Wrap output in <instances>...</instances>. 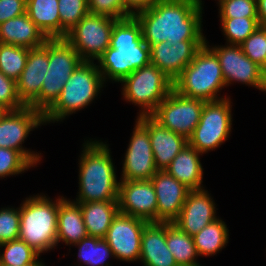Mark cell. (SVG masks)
Here are the masks:
<instances>
[{
	"mask_svg": "<svg viewBox=\"0 0 266 266\" xmlns=\"http://www.w3.org/2000/svg\"><path fill=\"white\" fill-rule=\"evenodd\" d=\"M25 199L20 204L18 238L41 255L57 246L59 197L53 201L40 193Z\"/></svg>",
	"mask_w": 266,
	"mask_h": 266,
	"instance_id": "obj_4",
	"label": "cell"
},
{
	"mask_svg": "<svg viewBox=\"0 0 266 266\" xmlns=\"http://www.w3.org/2000/svg\"><path fill=\"white\" fill-rule=\"evenodd\" d=\"M118 207L120 213L157 222V197L151 180H120Z\"/></svg>",
	"mask_w": 266,
	"mask_h": 266,
	"instance_id": "obj_16",
	"label": "cell"
},
{
	"mask_svg": "<svg viewBox=\"0 0 266 266\" xmlns=\"http://www.w3.org/2000/svg\"><path fill=\"white\" fill-rule=\"evenodd\" d=\"M202 0H159L134 16L149 47L169 41H206L202 25Z\"/></svg>",
	"mask_w": 266,
	"mask_h": 266,
	"instance_id": "obj_1",
	"label": "cell"
},
{
	"mask_svg": "<svg viewBox=\"0 0 266 266\" xmlns=\"http://www.w3.org/2000/svg\"><path fill=\"white\" fill-rule=\"evenodd\" d=\"M87 236L80 205L59 196L57 246L60 242L73 246Z\"/></svg>",
	"mask_w": 266,
	"mask_h": 266,
	"instance_id": "obj_25",
	"label": "cell"
},
{
	"mask_svg": "<svg viewBox=\"0 0 266 266\" xmlns=\"http://www.w3.org/2000/svg\"><path fill=\"white\" fill-rule=\"evenodd\" d=\"M44 124L43 113L25 106L19 110H9L0 119V147L21 152L34 166L41 162V153L22 146L30 132Z\"/></svg>",
	"mask_w": 266,
	"mask_h": 266,
	"instance_id": "obj_12",
	"label": "cell"
},
{
	"mask_svg": "<svg viewBox=\"0 0 266 266\" xmlns=\"http://www.w3.org/2000/svg\"><path fill=\"white\" fill-rule=\"evenodd\" d=\"M20 228V207L0 209V244L18 239Z\"/></svg>",
	"mask_w": 266,
	"mask_h": 266,
	"instance_id": "obj_38",
	"label": "cell"
},
{
	"mask_svg": "<svg viewBox=\"0 0 266 266\" xmlns=\"http://www.w3.org/2000/svg\"><path fill=\"white\" fill-rule=\"evenodd\" d=\"M137 119L149 130L155 166L158 171L165 170L178 153L188 144V140L156 122L151 116Z\"/></svg>",
	"mask_w": 266,
	"mask_h": 266,
	"instance_id": "obj_20",
	"label": "cell"
},
{
	"mask_svg": "<svg viewBox=\"0 0 266 266\" xmlns=\"http://www.w3.org/2000/svg\"><path fill=\"white\" fill-rule=\"evenodd\" d=\"M135 122L122 163L120 180H151L158 169L154 162L149 130L138 119Z\"/></svg>",
	"mask_w": 266,
	"mask_h": 266,
	"instance_id": "obj_15",
	"label": "cell"
},
{
	"mask_svg": "<svg viewBox=\"0 0 266 266\" xmlns=\"http://www.w3.org/2000/svg\"><path fill=\"white\" fill-rule=\"evenodd\" d=\"M166 244L178 266H201L196 261L199 255L193 237L169 222H166Z\"/></svg>",
	"mask_w": 266,
	"mask_h": 266,
	"instance_id": "obj_28",
	"label": "cell"
},
{
	"mask_svg": "<svg viewBox=\"0 0 266 266\" xmlns=\"http://www.w3.org/2000/svg\"><path fill=\"white\" fill-rule=\"evenodd\" d=\"M104 82H121L132 72L151 63L150 47L143 40L142 28L135 16L114 23L110 46L97 60Z\"/></svg>",
	"mask_w": 266,
	"mask_h": 266,
	"instance_id": "obj_2",
	"label": "cell"
},
{
	"mask_svg": "<svg viewBox=\"0 0 266 266\" xmlns=\"http://www.w3.org/2000/svg\"><path fill=\"white\" fill-rule=\"evenodd\" d=\"M58 0H26V13L48 39L60 38Z\"/></svg>",
	"mask_w": 266,
	"mask_h": 266,
	"instance_id": "obj_27",
	"label": "cell"
},
{
	"mask_svg": "<svg viewBox=\"0 0 266 266\" xmlns=\"http://www.w3.org/2000/svg\"><path fill=\"white\" fill-rule=\"evenodd\" d=\"M95 62L82 61L70 75L56 101L43 113L44 124L64 120L90 105L104 87Z\"/></svg>",
	"mask_w": 266,
	"mask_h": 266,
	"instance_id": "obj_6",
	"label": "cell"
},
{
	"mask_svg": "<svg viewBox=\"0 0 266 266\" xmlns=\"http://www.w3.org/2000/svg\"><path fill=\"white\" fill-rule=\"evenodd\" d=\"M204 104V100L188 98L172 90L150 116L188 140L199 123Z\"/></svg>",
	"mask_w": 266,
	"mask_h": 266,
	"instance_id": "obj_11",
	"label": "cell"
},
{
	"mask_svg": "<svg viewBox=\"0 0 266 266\" xmlns=\"http://www.w3.org/2000/svg\"><path fill=\"white\" fill-rule=\"evenodd\" d=\"M48 64V40L43 46L29 49L25 68L16 81L18 97L25 106L40 95Z\"/></svg>",
	"mask_w": 266,
	"mask_h": 266,
	"instance_id": "obj_21",
	"label": "cell"
},
{
	"mask_svg": "<svg viewBox=\"0 0 266 266\" xmlns=\"http://www.w3.org/2000/svg\"><path fill=\"white\" fill-rule=\"evenodd\" d=\"M216 206L206 189L190 190L178 217L172 222L184 233L194 236L217 217Z\"/></svg>",
	"mask_w": 266,
	"mask_h": 266,
	"instance_id": "obj_17",
	"label": "cell"
},
{
	"mask_svg": "<svg viewBox=\"0 0 266 266\" xmlns=\"http://www.w3.org/2000/svg\"><path fill=\"white\" fill-rule=\"evenodd\" d=\"M205 41L160 42L150 47L151 64L158 67L174 81L183 69L192 62Z\"/></svg>",
	"mask_w": 266,
	"mask_h": 266,
	"instance_id": "obj_18",
	"label": "cell"
},
{
	"mask_svg": "<svg viewBox=\"0 0 266 266\" xmlns=\"http://www.w3.org/2000/svg\"><path fill=\"white\" fill-rule=\"evenodd\" d=\"M88 236L104 238L118 214V201L78 203Z\"/></svg>",
	"mask_w": 266,
	"mask_h": 266,
	"instance_id": "obj_26",
	"label": "cell"
},
{
	"mask_svg": "<svg viewBox=\"0 0 266 266\" xmlns=\"http://www.w3.org/2000/svg\"><path fill=\"white\" fill-rule=\"evenodd\" d=\"M158 1L159 0H123L124 8L131 16L150 8Z\"/></svg>",
	"mask_w": 266,
	"mask_h": 266,
	"instance_id": "obj_42",
	"label": "cell"
},
{
	"mask_svg": "<svg viewBox=\"0 0 266 266\" xmlns=\"http://www.w3.org/2000/svg\"><path fill=\"white\" fill-rule=\"evenodd\" d=\"M227 44H242L259 26L258 17L220 18Z\"/></svg>",
	"mask_w": 266,
	"mask_h": 266,
	"instance_id": "obj_32",
	"label": "cell"
},
{
	"mask_svg": "<svg viewBox=\"0 0 266 266\" xmlns=\"http://www.w3.org/2000/svg\"><path fill=\"white\" fill-rule=\"evenodd\" d=\"M88 9L92 14L104 15L116 20L131 16L125 10L123 0H88Z\"/></svg>",
	"mask_w": 266,
	"mask_h": 266,
	"instance_id": "obj_39",
	"label": "cell"
},
{
	"mask_svg": "<svg viewBox=\"0 0 266 266\" xmlns=\"http://www.w3.org/2000/svg\"><path fill=\"white\" fill-rule=\"evenodd\" d=\"M151 182L157 197V222L172 223L181 212L190 189L165 170L157 171Z\"/></svg>",
	"mask_w": 266,
	"mask_h": 266,
	"instance_id": "obj_19",
	"label": "cell"
},
{
	"mask_svg": "<svg viewBox=\"0 0 266 266\" xmlns=\"http://www.w3.org/2000/svg\"><path fill=\"white\" fill-rule=\"evenodd\" d=\"M257 15L260 26H266V0H257Z\"/></svg>",
	"mask_w": 266,
	"mask_h": 266,
	"instance_id": "obj_43",
	"label": "cell"
},
{
	"mask_svg": "<svg viewBox=\"0 0 266 266\" xmlns=\"http://www.w3.org/2000/svg\"><path fill=\"white\" fill-rule=\"evenodd\" d=\"M148 221L118 212L103 238L113 251L115 259L140 261L141 237Z\"/></svg>",
	"mask_w": 266,
	"mask_h": 266,
	"instance_id": "obj_14",
	"label": "cell"
},
{
	"mask_svg": "<svg viewBox=\"0 0 266 266\" xmlns=\"http://www.w3.org/2000/svg\"><path fill=\"white\" fill-rule=\"evenodd\" d=\"M60 38H65L77 23L89 13L88 0H58Z\"/></svg>",
	"mask_w": 266,
	"mask_h": 266,
	"instance_id": "obj_34",
	"label": "cell"
},
{
	"mask_svg": "<svg viewBox=\"0 0 266 266\" xmlns=\"http://www.w3.org/2000/svg\"><path fill=\"white\" fill-rule=\"evenodd\" d=\"M230 97L205 102L198 125L188 139V144L199 153L213 151L228 140L232 128Z\"/></svg>",
	"mask_w": 266,
	"mask_h": 266,
	"instance_id": "obj_9",
	"label": "cell"
},
{
	"mask_svg": "<svg viewBox=\"0 0 266 266\" xmlns=\"http://www.w3.org/2000/svg\"><path fill=\"white\" fill-rule=\"evenodd\" d=\"M224 87L226 84L218 57L206 43L173 81V90L178 94L205 102L227 98L218 94Z\"/></svg>",
	"mask_w": 266,
	"mask_h": 266,
	"instance_id": "obj_5",
	"label": "cell"
},
{
	"mask_svg": "<svg viewBox=\"0 0 266 266\" xmlns=\"http://www.w3.org/2000/svg\"><path fill=\"white\" fill-rule=\"evenodd\" d=\"M40 257H38L34 262H31L27 265L24 266H46L44 262H42V260L40 259ZM0 266H8V265H0Z\"/></svg>",
	"mask_w": 266,
	"mask_h": 266,
	"instance_id": "obj_44",
	"label": "cell"
},
{
	"mask_svg": "<svg viewBox=\"0 0 266 266\" xmlns=\"http://www.w3.org/2000/svg\"><path fill=\"white\" fill-rule=\"evenodd\" d=\"M205 43L218 57L226 87L234 82H240L266 92V74L262 67L243 53L240 45L211 47L209 41L206 40Z\"/></svg>",
	"mask_w": 266,
	"mask_h": 266,
	"instance_id": "obj_13",
	"label": "cell"
},
{
	"mask_svg": "<svg viewBox=\"0 0 266 266\" xmlns=\"http://www.w3.org/2000/svg\"><path fill=\"white\" fill-rule=\"evenodd\" d=\"M26 13V0H0V24Z\"/></svg>",
	"mask_w": 266,
	"mask_h": 266,
	"instance_id": "obj_41",
	"label": "cell"
},
{
	"mask_svg": "<svg viewBox=\"0 0 266 266\" xmlns=\"http://www.w3.org/2000/svg\"><path fill=\"white\" fill-rule=\"evenodd\" d=\"M125 101L141 107L140 116H150L173 90V81L153 64L137 69L121 82Z\"/></svg>",
	"mask_w": 266,
	"mask_h": 266,
	"instance_id": "obj_8",
	"label": "cell"
},
{
	"mask_svg": "<svg viewBox=\"0 0 266 266\" xmlns=\"http://www.w3.org/2000/svg\"><path fill=\"white\" fill-rule=\"evenodd\" d=\"M28 54V48L0 43V71L17 81L25 68Z\"/></svg>",
	"mask_w": 266,
	"mask_h": 266,
	"instance_id": "obj_31",
	"label": "cell"
},
{
	"mask_svg": "<svg viewBox=\"0 0 266 266\" xmlns=\"http://www.w3.org/2000/svg\"><path fill=\"white\" fill-rule=\"evenodd\" d=\"M240 46L243 53L266 74V26H259Z\"/></svg>",
	"mask_w": 266,
	"mask_h": 266,
	"instance_id": "obj_35",
	"label": "cell"
},
{
	"mask_svg": "<svg viewBox=\"0 0 266 266\" xmlns=\"http://www.w3.org/2000/svg\"><path fill=\"white\" fill-rule=\"evenodd\" d=\"M9 111V109L0 102V119Z\"/></svg>",
	"mask_w": 266,
	"mask_h": 266,
	"instance_id": "obj_45",
	"label": "cell"
},
{
	"mask_svg": "<svg viewBox=\"0 0 266 266\" xmlns=\"http://www.w3.org/2000/svg\"><path fill=\"white\" fill-rule=\"evenodd\" d=\"M116 21L114 18L89 12L67 33L65 39L77 51L82 61L94 62L110 46Z\"/></svg>",
	"mask_w": 266,
	"mask_h": 266,
	"instance_id": "obj_10",
	"label": "cell"
},
{
	"mask_svg": "<svg viewBox=\"0 0 266 266\" xmlns=\"http://www.w3.org/2000/svg\"><path fill=\"white\" fill-rule=\"evenodd\" d=\"M90 140V141H89ZM79 159V192L75 203L118 201L120 180L107 143L89 139Z\"/></svg>",
	"mask_w": 266,
	"mask_h": 266,
	"instance_id": "obj_3",
	"label": "cell"
},
{
	"mask_svg": "<svg viewBox=\"0 0 266 266\" xmlns=\"http://www.w3.org/2000/svg\"><path fill=\"white\" fill-rule=\"evenodd\" d=\"M200 155L202 156L195 148L187 144L165 171L190 190L203 189L204 169L200 161Z\"/></svg>",
	"mask_w": 266,
	"mask_h": 266,
	"instance_id": "obj_24",
	"label": "cell"
},
{
	"mask_svg": "<svg viewBox=\"0 0 266 266\" xmlns=\"http://www.w3.org/2000/svg\"><path fill=\"white\" fill-rule=\"evenodd\" d=\"M220 18L258 17L257 0H218Z\"/></svg>",
	"mask_w": 266,
	"mask_h": 266,
	"instance_id": "obj_37",
	"label": "cell"
},
{
	"mask_svg": "<svg viewBox=\"0 0 266 266\" xmlns=\"http://www.w3.org/2000/svg\"><path fill=\"white\" fill-rule=\"evenodd\" d=\"M47 40L27 13L0 24V43L32 49L43 46Z\"/></svg>",
	"mask_w": 266,
	"mask_h": 266,
	"instance_id": "obj_23",
	"label": "cell"
},
{
	"mask_svg": "<svg viewBox=\"0 0 266 266\" xmlns=\"http://www.w3.org/2000/svg\"><path fill=\"white\" fill-rule=\"evenodd\" d=\"M0 102L9 110H19L25 107L17 94L16 81L5 76L0 71Z\"/></svg>",
	"mask_w": 266,
	"mask_h": 266,
	"instance_id": "obj_40",
	"label": "cell"
},
{
	"mask_svg": "<svg viewBox=\"0 0 266 266\" xmlns=\"http://www.w3.org/2000/svg\"><path fill=\"white\" fill-rule=\"evenodd\" d=\"M143 266H178L166 244V222H148L141 237Z\"/></svg>",
	"mask_w": 266,
	"mask_h": 266,
	"instance_id": "obj_22",
	"label": "cell"
},
{
	"mask_svg": "<svg viewBox=\"0 0 266 266\" xmlns=\"http://www.w3.org/2000/svg\"><path fill=\"white\" fill-rule=\"evenodd\" d=\"M73 246H78V261L87 266H109L106 259L110 256L115 258L113 251L103 238L87 236Z\"/></svg>",
	"mask_w": 266,
	"mask_h": 266,
	"instance_id": "obj_30",
	"label": "cell"
},
{
	"mask_svg": "<svg viewBox=\"0 0 266 266\" xmlns=\"http://www.w3.org/2000/svg\"><path fill=\"white\" fill-rule=\"evenodd\" d=\"M34 165L19 151L0 147V178L22 174Z\"/></svg>",
	"mask_w": 266,
	"mask_h": 266,
	"instance_id": "obj_36",
	"label": "cell"
},
{
	"mask_svg": "<svg viewBox=\"0 0 266 266\" xmlns=\"http://www.w3.org/2000/svg\"><path fill=\"white\" fill-rule=\"evenodd\" d=\"M49 64L40 95L29 105L44 113L58 98L70 75L82 62L65 38L48 39Z\"/></svg>",
	"mask_w": 266,
	"mask_h": 266,
	"instance_id": "obj_7",
	"label": "cell"
},
{
	"mask_svg": "<svg viewBox=\"0 0 266 266\" xmlns=\"http://www.w3.org/2000/svg\"><path fill=\"white\" fill-rule=\"evenodd\" d=\"M0 248L3 250L2 253L0 251V265L24 266L34 262L40 256L19 238L0 244Z\"/></svg>",
	"mask_w": 266,
	"mask_h": 266,
	"instance_id": "obj_33",
	"label": "cell"
},
{
	"mask_svg": "<svg viewBox=\"0 0 266 266\" xmlns=\"http://www.w3.org/2000/svg\"><path fill=\"white\" fill-rule=\"evenodd\" d=\"M192 237L200 257L214 256L227 246L229 229L225 222L218 218Z\"/></svg>",
	"mask_w": 266,
	"mask_h": 266,
	"instance_id": "obj_29",
	"label": "cell"
}]
</instances>
